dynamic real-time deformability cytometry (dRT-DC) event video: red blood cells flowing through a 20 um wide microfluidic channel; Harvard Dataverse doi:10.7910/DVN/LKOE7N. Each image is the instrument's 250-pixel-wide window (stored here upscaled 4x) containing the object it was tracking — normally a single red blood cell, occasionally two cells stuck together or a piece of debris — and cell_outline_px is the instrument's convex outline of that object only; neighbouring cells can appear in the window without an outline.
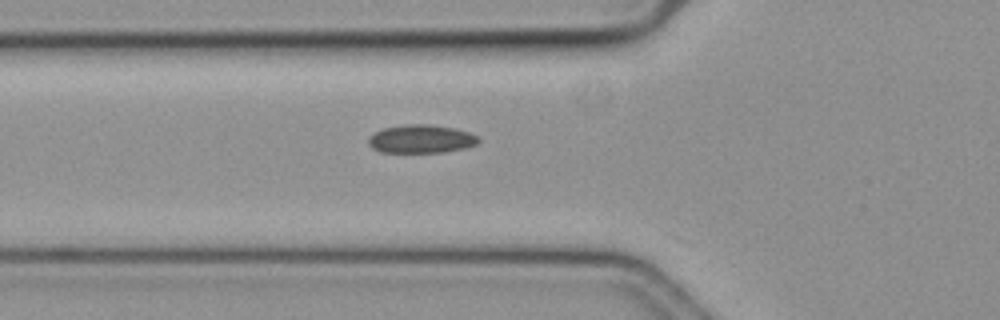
{"species": "common noctule bat (a hibernating species)", "species_latin": "Nyctalus noctula", "temperature_condition": "cold", "stored_images_in_passage": 39, "camera_frame_rate_fps": 3000, "um_per_image_px": 0.085, "animal": {"sex": "female", "body_mass_g": 19.3, "forearm_length_mm": 54.1}, "frame": {"image": 1, "passage_image": 2, "time_ms": 0.333, "image_size_px": [1000, 320], "cell_outline_px": [[480, 140], [476, 144], [468, 148], [444, 152], [380, 152], [372, 148], [368, 144], [368, 136], [384, 128], [404, 124], [428, 124], [456, 128], [480, 136]], "centroid_in_image_um": [35.82, 11.81], "position_along_channel_um": 90.0, "area_um2": 18.38}}
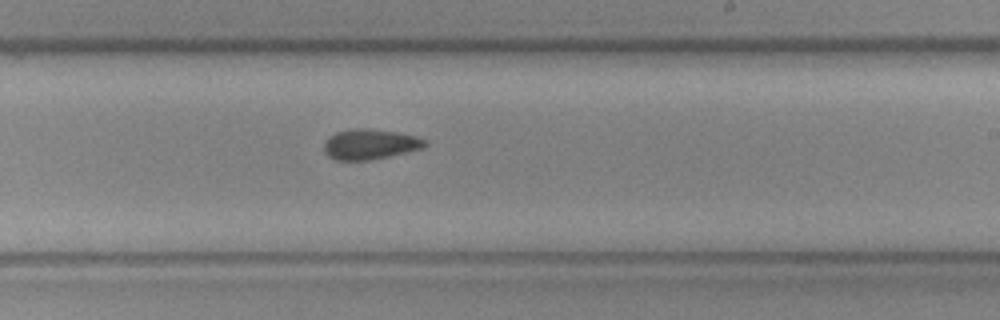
{"frame": {"image": 2, "passage_image": 16, "time_ms": 5.0, "image_size_px": [1000, 320], "cell_outline_px": [[428, 144], [424, 148], [388, 156], [368, 160], [336, 160], [328, 156], [324, 152], [324, 140], [328, 136], [336, 132], [352, 128], [364, 128], [396, 132], [416, 136], [428, 140]], "centroid_in_image_um": [31.44, 12.25], "position_along_channel_um": 257.6, "area_um2": 17.92}}
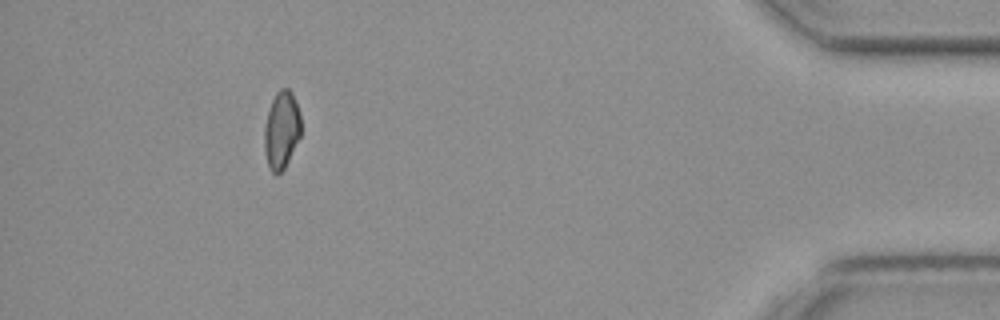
{"frame": {"image": 3, "passage_image": 34, "time_ms": 11.0, "image_size_px": [1000, 320], "cell_outline_px": [[300, 136], [284, 168], [276, 176], [268, 168], [264, 148], [264, 128], [268, 112], [272, 100], [276, 92], [280, 88], [288, 88], [292, 92], [300, 112]], "centroid_in_image_um": [23.92, 11.05], "position_along_channel_um": 411.3, "area_um2": 16.53}, "authors_computed_cell_mechanics": {"area_um2": 17.4556, "velocity_mm_per_s": 3.5843, "shape_relaxation_time_tau1_ms": 7.543, "shape_relaxation_time_tau2_ms": null, "deformation_change_tau1": 0.0932, "deformation_change_tau2": null}}